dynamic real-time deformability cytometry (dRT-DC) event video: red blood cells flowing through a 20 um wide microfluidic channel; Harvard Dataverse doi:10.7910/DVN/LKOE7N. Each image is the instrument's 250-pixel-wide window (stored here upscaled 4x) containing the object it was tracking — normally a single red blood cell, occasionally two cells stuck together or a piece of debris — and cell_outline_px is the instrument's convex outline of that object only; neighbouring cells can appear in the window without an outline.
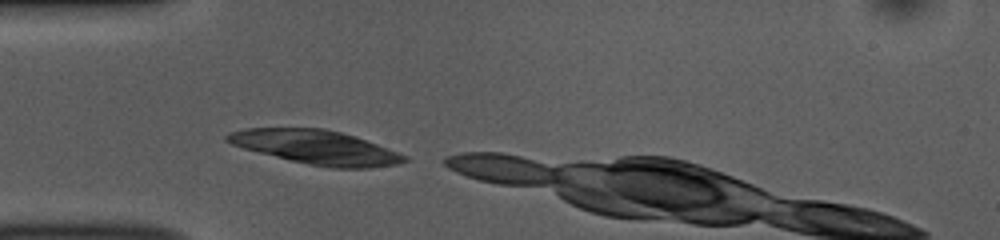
{"species": "common noctule bat (a hibernating species)", "species_latin": "Nyctalus noctula", "temperature_condition": "room temperature", "stored_images_in_passage": 4, "camera_frame_rate_fps": 3000, "um_per_image_px": 0.085, "animal": {"sex": "female", "body_mass_g": 10.0, "forearm_length_mm": 53.1}, "frame": {"image": 1, "passage_image": 1, "time_ms": 0.0, "image_size_px": [1000, 240], "cell_outline_px": [[408, 160], [396, 164], [368, 168], [332, 168], [292, 160], [244, 148], [232, 144], [224, 140], [224, 136], [232, 132], [244, 128], [324, 128], [340, 132], [376, 144], [408, 156]], "centroid_in_image_um": [26.85, 12.51], "position_along_channel_um": 58.1, "area_um2": 34.39}}